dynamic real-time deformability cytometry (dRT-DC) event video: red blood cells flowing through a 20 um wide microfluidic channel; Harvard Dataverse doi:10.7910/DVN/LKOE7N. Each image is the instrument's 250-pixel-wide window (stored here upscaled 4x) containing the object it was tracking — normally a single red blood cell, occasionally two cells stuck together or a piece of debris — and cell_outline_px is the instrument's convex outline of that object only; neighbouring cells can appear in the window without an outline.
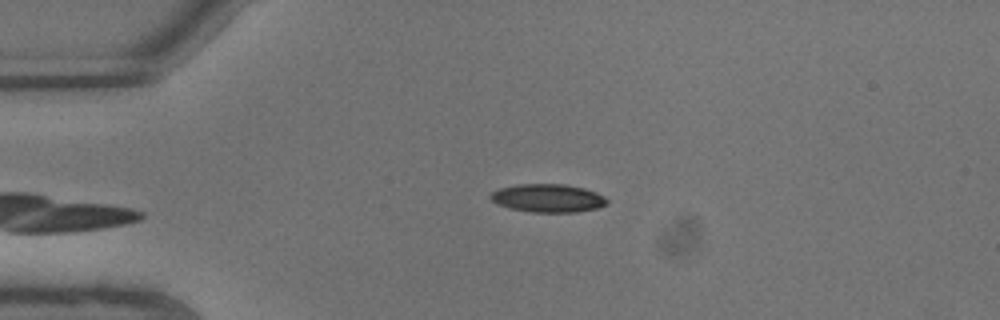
{"species": "common noctule bat (a hibernating species)", "species_latin": "Nyctalus noctula", "temperature_condition": "warm", "stored_images_in_passage": 3, "camera_frame_rate_fps": 3000, "um_per_image_px": 0.085, "animal": {"sex": "male", "body_mass_g": 13.3}, "frame": {"image": 1, "passage_image": 3, "time_ms": 0.667, "image_size_px": [1000, 320], "cell_outline_px": [[608, 204], [596, 208], [576, 212], [532, 212], [512, 208], [496, 204], [488, 196], [492, 192], [500, 188], [516, 184], [564, 184], [584, 188], [596, 192], [604, 196], [608, 200]], "centroid_in_image_um": [46.57, 16.83], "position_along_channel_um": 38.4, "area_um2": 19.13}}